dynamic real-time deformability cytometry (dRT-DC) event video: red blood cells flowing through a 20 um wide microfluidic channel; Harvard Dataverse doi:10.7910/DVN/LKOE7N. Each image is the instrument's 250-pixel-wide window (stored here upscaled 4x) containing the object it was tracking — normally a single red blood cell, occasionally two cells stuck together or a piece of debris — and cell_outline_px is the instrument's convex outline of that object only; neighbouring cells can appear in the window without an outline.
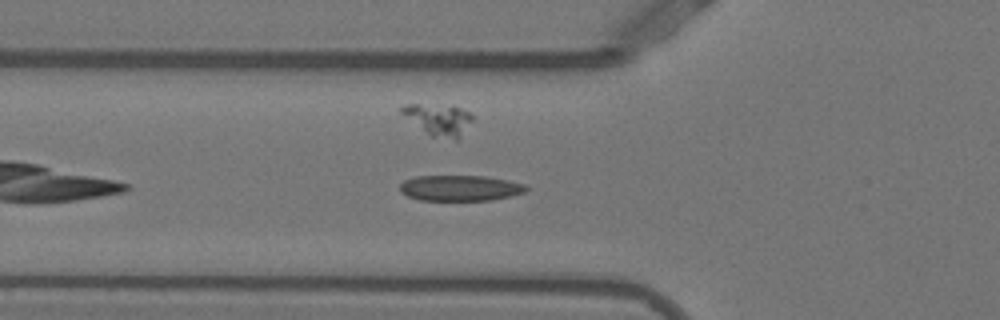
{"species": "Egyptian fruit bat (a non-hibernating species)", "species_latin": "Rousettus aegyptiacus", "temperature_condition": "warm", "stored_images_in_passage": 39, "camera_frame_rate_fps": 3000, "um_per_image_px": 0.085, "animal": {"sex": "female"}, "frame": {"image": 1, "passage_image": 5, "time_ms": 1.333, "image_size_px": [1000, 320], "cell_outline_px": [[528, 188], [524, 192], [492, 200], [420, 200], [408, 196], [400, 192], [400, 184], [404, 180], [416, 176], [484, 176], [508, 180], [524, 184]], "centroid_in_image_um": [39.08, 15.98], "position_along_channel_um": 86.7, "area_um2": 18.79}}
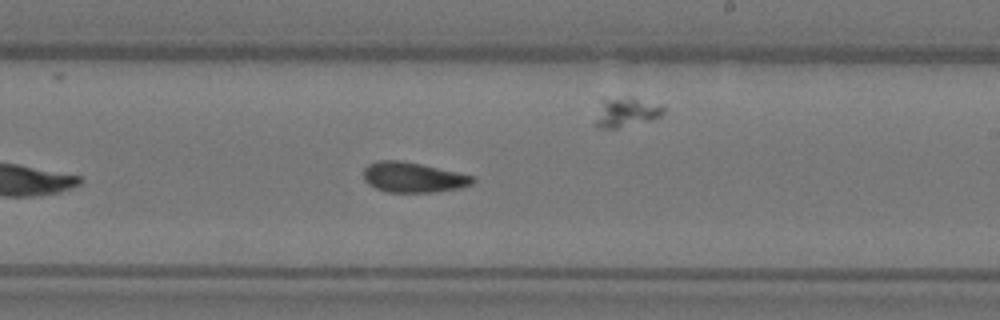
{"frame": {"image": 2, "passage_image": 18, "time_ms": 5.667, "image_size_px": [1000, 320], "cell_outline_px": [[476, 180], [472, 184], [460, 188], [432, 192], [388, 192], [376, 188], [368, 184], [364, 180], [364, 168], [368, 164], [376, 160], [400, 160], [420, 164], [456, 172], [472, 176]], "centroid_in_image_um": [35.08, 15.07], "position_along_channel_um": 253.9, "area_um2": 19.07}}
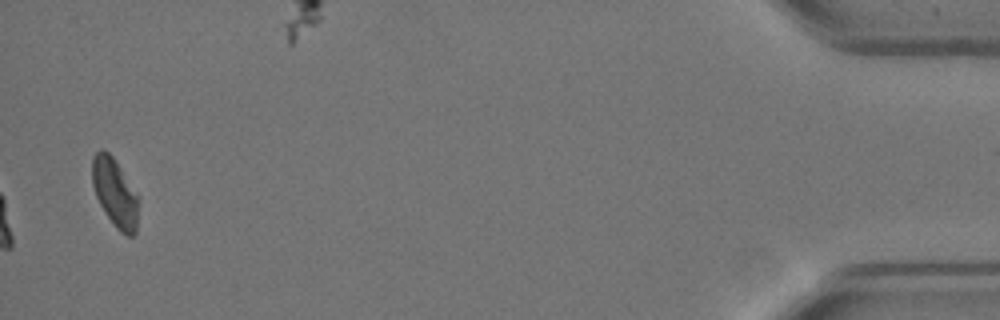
{"frame": {"image": 3, "passage_image": 38, "time_ms": 12.333, "image_size_px": [1000, 320], "cell_outline_px": [[140, 204], [136, 232], [132, 236], [128, 236], [120, 232], [116, 228], [104, 212], [96, 196], [92, 184], [92, 156], [100, 148], [104, 148], [116, 160], [140, 196]], "centroid_in_image_um": [9.8, 16.37], "position_along_channel_um": 425.4, "area_um2": 19.13}, "authors_computed_cell_mechanics": {"area_um2": 19.074, "velocity_mm_per_s": 3.8613, "shape_relaxation_time_tau1_ms": null, "shape_relaxation_time_tau2_ms": 1.6184, "deformation_change_tau1": null, "deformation_change_tau2": 0.0813}}